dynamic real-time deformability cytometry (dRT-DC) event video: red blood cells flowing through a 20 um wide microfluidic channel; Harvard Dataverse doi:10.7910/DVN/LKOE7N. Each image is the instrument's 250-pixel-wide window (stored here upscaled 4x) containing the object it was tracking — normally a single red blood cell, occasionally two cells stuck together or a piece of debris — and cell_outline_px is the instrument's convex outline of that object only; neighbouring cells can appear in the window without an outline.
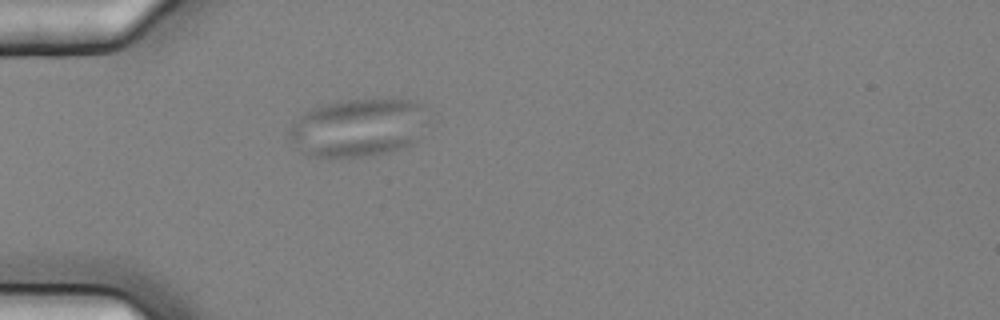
{"species": "common noctule bat (a hibernating species)", "species_latin": "Nyctalus noctula", "temperature_condition": "cold", "stored_images_in_passage": 1, "camera_frame_rate_fps": 3000, "um_per_image_px": 0.085, "animal": {"sex": "female", "body_mass_g": 25.1}, "frame": {"image": 1, "passage_image": 1, "time_ms": 0.0, "image_size_px": [1000, 320], "cell_outline_px": [[428, 120], [416, 140], [412, 144], [404, 148], [388, 152], [360, 156], [316, 156], [300, 152], [296, 148], [288, 132], [292, 124], [304, 112], [312, 108], [340, 100], [412, 100], [424, 104], [428, 108]], "centroid_in_image_um": [30.5, 10.83], "position_along_channel_um": 54.5, "area_um2": 46.88}}